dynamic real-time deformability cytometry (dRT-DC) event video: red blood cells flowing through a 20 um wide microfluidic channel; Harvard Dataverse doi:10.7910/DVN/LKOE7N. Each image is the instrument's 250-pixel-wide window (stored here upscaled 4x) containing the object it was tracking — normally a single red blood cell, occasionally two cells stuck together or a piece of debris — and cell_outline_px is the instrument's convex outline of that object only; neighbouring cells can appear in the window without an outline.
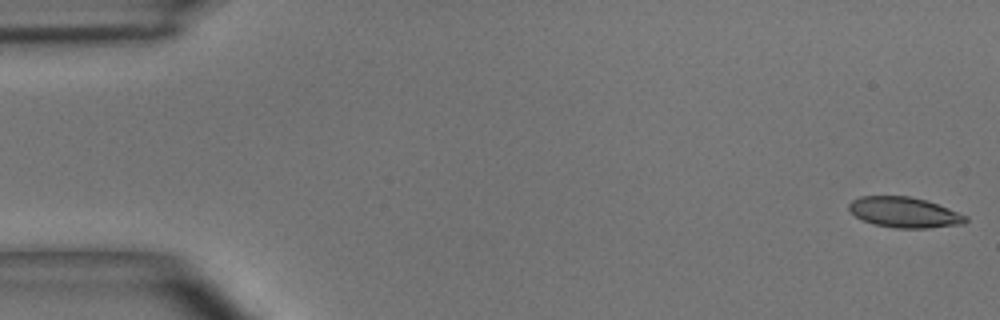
{"species": "common noctule bat (a hibernating species)", "species_latin": "Nyctalus noctula", "temperature_condition": "room temperature", "stored_images_in_passage": 49, "camera_frame_rate_fps": 3000, "um_per_image_px": 0.085, "animal": {"sex": "male", "body_mass_g": 15.6}, "frame": {"image": 1, "passage_image": 1, "time_ms": 0.0, "image_size_px": [1000, 320], "cell_outline_px": [[968, 220], [964, 224], [928, 228], [896, 228], [872, 224], [856, 216], [848, 208], [848, 204], [852, 200], [860, 196], [908, 196], [924, 200], [948, 208], [968, 216]], "centroid_in_image_um": [76.87, 18.06], "position_along_channel_um": 8.1, "area_um2": 20.63}}
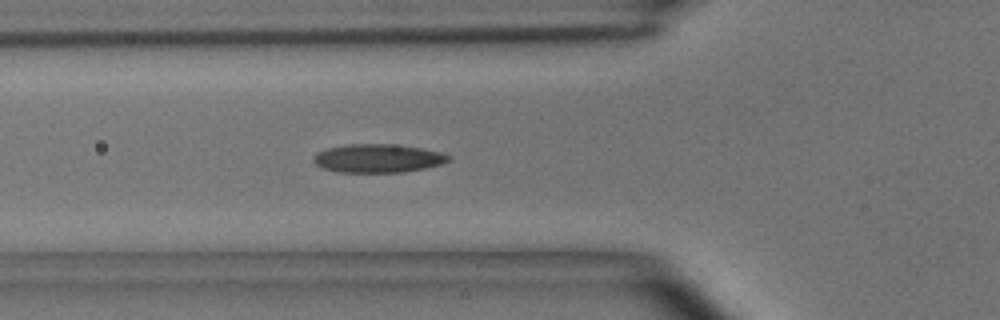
{"frame": {"image": 2, "passage_image": 17, "time_ms": 5.333, "image_size_px": [1000, 320], "cell_outline_px": [[452, 160], [444, 164], [404, 172], [336, 172], [320, 168], [312, 160], [316, 152], [328, 148], [348, 144], [392, 144], [420, 148], [440, 152], [452, 156]], "centroid_in_image_um": [32.12, 13.46], "position_along_channel_um": 93.7, "area_um2": 22.6}}
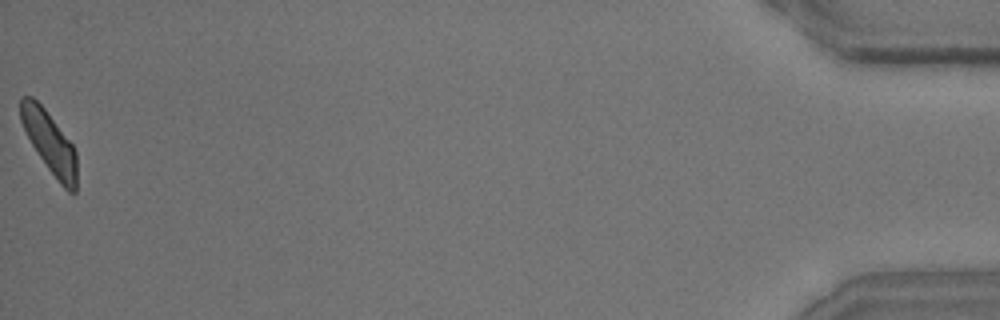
{"frame": {"image": 3, "passage_image": 49, "time_ms": 16.0, "image_size_px": [1000, 320], "cell_outline_px": [[76, 192], [68, 192], [60, 184], [48, 168], [32, 144], [20, 120], [20, 96], [32, 96], [44, 108], [72, 144], [76, 152]], "centroid_in_image_um": [4.21, 12.1], "position_along_channel_um": 431.0, "area_um2": 19.77}, "authors_computed_cell_mechanics": {"area_um2": 21.3282, "velocity_mm_per_s": 4.0709, "shape_relaxation_time_tau1_ms": 5.6684, "shape_relaxation_time_tau2_ms": 2.4703, "deformation_change_tau1": 0.1614, "deformation_change_tau2": 0.0897}}